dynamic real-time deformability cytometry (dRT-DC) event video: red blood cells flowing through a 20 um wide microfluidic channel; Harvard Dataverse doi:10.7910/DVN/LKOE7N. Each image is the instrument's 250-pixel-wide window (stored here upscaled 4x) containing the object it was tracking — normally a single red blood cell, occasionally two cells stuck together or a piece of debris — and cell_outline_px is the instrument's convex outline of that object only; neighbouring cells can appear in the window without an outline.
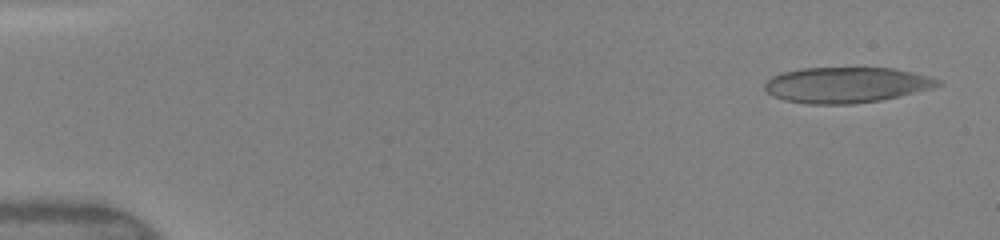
{"species": "human", "species_latin": "Homo sapiens", "temperature_condition": "warm", "stored_images_in_passage": 9, "camera_frame_rate_fps": 3000, "um_per_image_px": 0.085, "donor": {"sex": "female"}, "frame": {"image": 1, "passage_image": 1, "time_ms": 0.0, "image_size_px": [1000, 240], "cell_outline_px": [[940, 84], [928, 88], [880, 100], [852, 104], [808, 104], [784, 100], [772, 96], [764, 88], [764, 84], [772, 76], [780, 72], [800, 68], [892, 68], [928, 76], [940, 80]], "centroid_in_image_um": [71.83, 7.21], "position_along_channel_um": 13.2, "area_um2": 35.55}}